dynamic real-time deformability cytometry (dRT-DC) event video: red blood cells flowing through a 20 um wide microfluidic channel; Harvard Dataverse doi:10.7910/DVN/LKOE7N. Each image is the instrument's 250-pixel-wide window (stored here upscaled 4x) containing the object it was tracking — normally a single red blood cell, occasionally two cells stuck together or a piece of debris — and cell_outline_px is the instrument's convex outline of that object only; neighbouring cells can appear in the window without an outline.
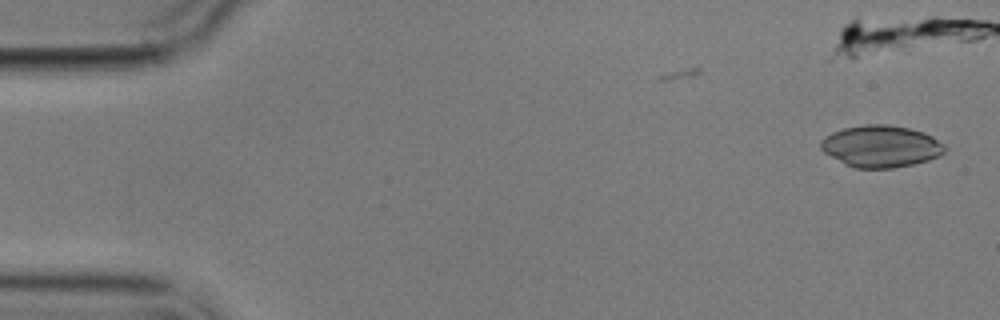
{"species": "common noctule bat (a hibernating species)", "species_latin": "Nyctalus noctula", "temperature_condition": "cold", "stored_images_in_passage": 5, "camera_frame_rate_fps": 3000, "um_per_image_px": 0.085, "animal": {"sex": "male", "body_mass_g": 17.9}, "frame": {"image": 1, "passage_image": 1, "time_ms": 0.0, "image_size_px": [1000, 320], "cell_outline_px": [[948, 148], [940, 156], [928, 160], [912, 164], [892, 168], [856, 168], [844, 164], [824, 152], [820, 148], [820, 140], [824, 136], [832, 132], [844, 128], [864, 124], [888, 124], [908, 128], [924, 132], [932, 136], [944, 144]], "centroid_in_image_um": [74.88, 12.43], "position_along_channel_um": 10.1, "area_um2": 30.4}}